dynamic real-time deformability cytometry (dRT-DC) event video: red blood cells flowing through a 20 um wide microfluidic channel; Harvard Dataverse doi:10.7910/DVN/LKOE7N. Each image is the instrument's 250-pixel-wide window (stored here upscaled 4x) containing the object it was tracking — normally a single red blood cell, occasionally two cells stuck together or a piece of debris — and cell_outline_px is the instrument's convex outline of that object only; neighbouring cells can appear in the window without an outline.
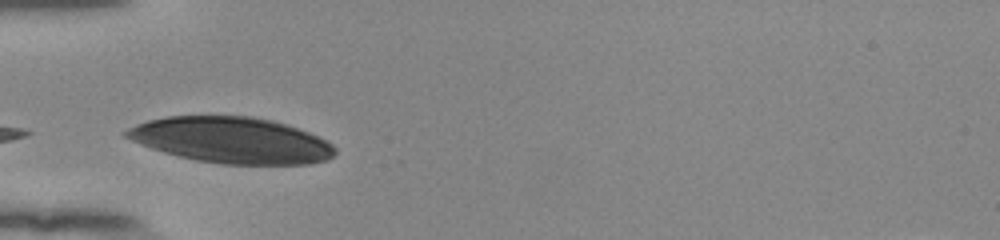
{"species": "human", "species_latin": "Homo sapiens", "temperature_condition": "room temperature", "stored_images_in_passage": 1, "camera_frame_rate_fps": 3000, "um_per_image_px": 0.085, "donor": {"sex": "female"}, "frame": {"image": 1, "passage_image": 1, "time_ms": 0.0, "image_size_px": [1000, 240], "cell_outline_px": [[328, 148], [324, 148], [148, 124], [160, 120], [200, 116], [248, 120], [268, 124], [284, 128], [296, 132], [316, 140], [324, 144]], "centroid_in_image_um": [20.44, 11.01], "position_along_channel_um": 64.6, "area_um2": 16.07}}